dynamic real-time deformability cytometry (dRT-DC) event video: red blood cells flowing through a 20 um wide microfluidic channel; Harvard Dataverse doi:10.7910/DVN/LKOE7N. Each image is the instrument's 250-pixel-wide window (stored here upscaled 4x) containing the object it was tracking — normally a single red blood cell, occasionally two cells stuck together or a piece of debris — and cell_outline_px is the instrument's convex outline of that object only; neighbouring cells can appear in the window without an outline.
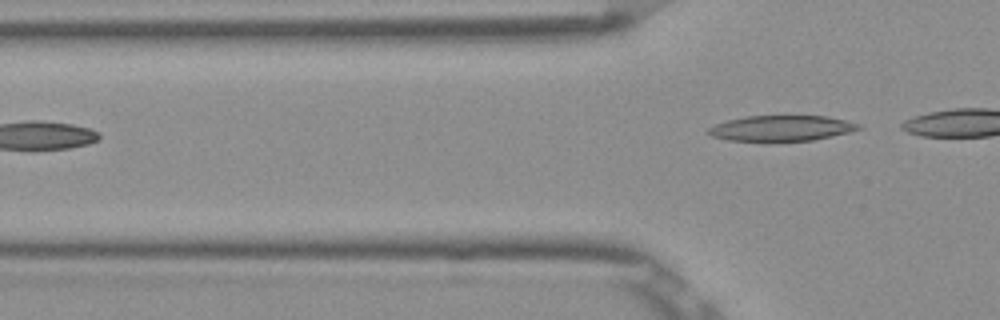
{"species": "Egyptian fruit bat (a non-hibernating species)", "species_latin": "Rousettus aegyptiacus", "temperature_condition": "room temperature", "stored_images_in_passage": 2, "camera_frame_rate_fps": 3000, "um_per_image_px": 0.085, "frame": {"image": 1, "passage_image": 2, "time_ms": 0.333, "image_size_px": [1000, 320], "cell_outline_px": [[864, 128], [832, 136], [812, 140], [768, 144], [728, 140], [712, 136], [708, 132], [708, 128], [716, 124], [728, 120], [744, 116], [828, 116], [860, 124]], "centroid_in_image_um": [66.39, 10.94], "position_along_channel_um": 59.4, "area_um2": 23.18}}